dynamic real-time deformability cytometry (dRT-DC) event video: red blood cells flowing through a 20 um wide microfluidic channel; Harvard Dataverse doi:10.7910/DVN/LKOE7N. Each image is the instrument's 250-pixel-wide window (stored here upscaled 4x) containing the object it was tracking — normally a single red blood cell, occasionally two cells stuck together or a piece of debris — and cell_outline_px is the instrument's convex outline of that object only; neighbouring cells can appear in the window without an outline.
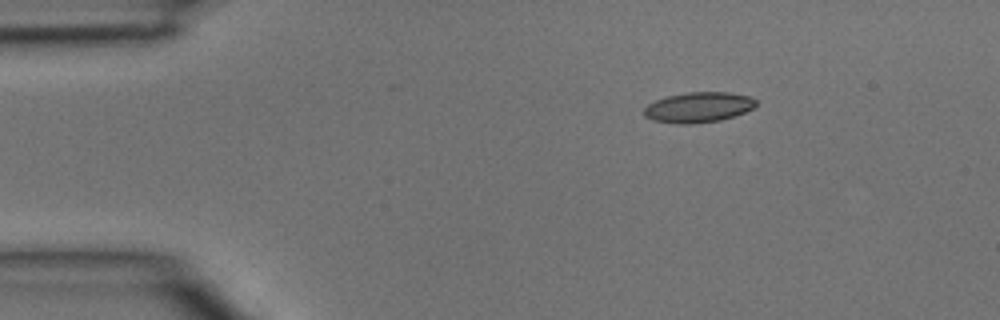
{"species": "common noctule bat (a hibernating species)", "species_latin": "Nyctalus noctula", "temperature_condition": "room temperature", "stored_images_in_passage": 2, "camera_frame_rate_fps": 3000, "um_per_image_px": 0.085, "animal": {"sex": "male", "body_mass_g": 15.6}, "frame": {"image": 1, "passage_image": 1, "time_ms": 0.0, "image_size_px": [1000, 320], "cell_outline_px": [[756, 104], [752, 108], [744, 112], [720, 120], [692, 124], [676, 124], [652, 120], [644, 116], [644, 108], [648, 104], [656, 100], [668, 96], [688, 92], [728, 92], [748, 96], [756, 100]], "centroid_in_image_um": [59.33, 9.12], "position_along_channel_um": 25.7, "area_um2": 19.65}}